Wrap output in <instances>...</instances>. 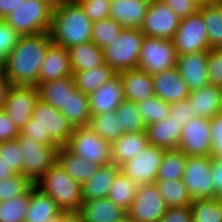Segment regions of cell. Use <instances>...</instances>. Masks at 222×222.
Listing matches in <instances>:
<instances>
[{"label": "cell", "mask_w": 222, "mask_h": 222, "mask_svg": "<svg viewBox=\"0 0 222 222\" xmlns=\"http://www.w3.org/2000/svg\"><path fill=\"white\" fill-rule=\"evenodd\" d=\"M168 206L155 183L138 185L135 200L126 211L136 222H159Z\"/></svg>", "instance_id": "7c38bea8"}, {"label": "cell", "mask_w": 222, "mask_h": 222, "mask_svg": "<svg viewBox=\"0 0 222 222\" xmlns=\"http://www.w3.org/2000/svg\"><path fill=\"white\" fill-rule=\"evenodd\" d=\"M88 127L110 143L124 133L123 128L120 127L119 118H117L115 111L91 115Z\"/></svg>", "instance_id": "8d00e7d4"}, {"label": "cell", "mask_w": 222, "mask_h": 222, "mask_svg": "<svg viewBox=\"0 0 222 222\" xmlns=\"http://www.w3.org/2000/svg\"><path fill=\"white\" fill-rule=\"evenodd\" d=\"M29 202L30 189L26 193L0 202V222H24Z\"/></svg>", "instance_id": "60d3db41"}, {"label": "cell", "mask_w": 222, "mask_h": 222, "mask_svg": "<svg viewBox=\"0 0 222 222\" xmlns=\"http://www.w3.org/2000/svg\"><path fill=\"white\" fill-rule=\"evenodd\" d=\"M150 0H111L109 18L123 28L140 29L148 11Z\"/></svg>", "instance_id": "44dd1931"}, {"label": "cell", "mask_w": 222, "mask_h": 222, "mask_svg": "<svg viewBox=\"0 0 222 222\" xmlns=\"http://www.w3.org/2000/svg\"><path fill=\"white\" fill-rule=\"evenodd\" d=\"M169 116H171L173 120L182 127L195 117L193 115L191 106L189 105L188 99L171 103L169 108Z\"/></svg>", "instance_id": "f907efd6"}, {"label": "cell", "mask_w": 222, "mask_h": 222, "mask_svg": "<svg viewBox=\"0 0 222 222\" xmlns=\"http://www.w3.org/2000/svg\"><path fill=\"white\" fill-rule=\"evenodd\" d=\"M119 118L120 127L124 133L144 132L146 126L143 122L142 115L138 110L137 103L124 100L115 110Z\"/></svg>", "instance_id": "ab89813d"}, {"label": "cell", "mask_w": 222, "mask_h": 222, "mask_svg": "<svg viewBox=\"0 0 222 222\" xmlns=\"http://www.w3.org/2000/svg\"><path fill=\"white\" fill-rule=\"evenodd\" d=\"M67 50L70 57L72 73L89 70L105 63L103 49L92 41L75 45Z\"/></svg>", "instance_id": "f546056e"}, {"label": "cell", "mask_w": 222, "mask_h": 222, "mask_svg": "<svg viewBox=\"0 0 222 222\" xmlns=\"http://www.w3.org/2000/svg\"><path fill=\"white\" fill-rule=\"evenodd\" d=\"M211 158H222V112L210 119Z\"/></svg>", "instance_id": "681fc988"}, {"label": "cell", "mask_w": 222, "mask_h": 222, "mask_svg": "<svg viewBox=\"0 0 222 222\" xmlns=\"http://www.w3.org/2000/svg\"><path fill=\"white\" fill-rule=\"evenodd\" d=\"M153 87L155 95L169 104L185 100L190 95L176 67L154 74Z\"/></svg>", "instance_id": "ffe728a7"}, {"label": "cell", "mask_w": 222, "mask_h": 222, "mask_svg": "<svg viewBox=\"0 0 222 222\" xmlns=\"http://www.w3.org/2000/svg\"><path fill=\"white\" fill-rule=\"evenodd\" d=\"M192 222H222L219 197L193 199L190 205Z\"/></svg>", "instance_id": "74e56055"}, {"label": "cell", "mask_w": 222, "mask_h": 222, "mask_svg": "<svg viewBox=\"0 0 222 222\" xmlns=\"http://www.w3.org/2000/svg\"><path fill=\"white\" fill-rule=\"evenodd\" d=\"M166 3L181 19L196 13L199 8L193 0H161Z\"/></svg>", "instance_id": "f5cc1de1"}, {"label": "cell", "mask_w": 222, "mask_h": 222, "mask_svg": "<svg viewBox=\"0 0 222 222\" xmlns=\"http://www.w3.org/2000/svg\"><path fill=\"white\" fill-rule=\"evenodd\" d=\"M207 72L210 84L222 87V49L208 51Z\"/></svg>", "instance_id": "c3c4849f"}, {"label": "cell", "mask_w": 222, "mask_h": 222, "mask_svg": "<svg viewBox=\"0 0 222 222\" xmlns=\"http://www.w3.org/2000/svg\"><path fill=\"white\" fill-rule=\"evenodd\" d=\"M182 126L167 116L161 121L146 126L148 142L163 150L178 149L182 134Z\"/></svg>", "instance_id": "cb8c5ba5"}, {"label": "cell", "mask_w": 222, "mask_h": 222, "mask_svg": "<svg viewBox=\"0 0 222 222\" xmlns=\"http://www.w3.org/2000/svg\"><path fill=\"white\" fill-rule=\"evenodd\" d=\"M60 112L73 128L88 126L91 117L88 95L78 89L69 93L68 100Z\"/></svg>", "instance_id": "d6a6232c"}, {"label": "cell", "mask_w": 222, "mask_h": 222, "mask_svg": "<svg viewBox=\"0 0 222 222\" xmlns=\"http://www.w3.org/2000/svg\"><path fill=\"white\" fill-rule=\"evenodd\" d=\"M20 134V130L15 126L13 120L0 109V142L15 140Z\"/></svg>", "instance_id": "816d5d0a"}, {"label": "cell", "mask_w": 222, "mask_h": 222, "mask_svg": "<svg viewBox=\"0 0 222 222\" xmlns=\"http://www.w3.org/2000/svg\"><path fill=\"white\" fill-rule=\"evenodd\" d=\"M74 128L58 110L39 99L31 118L20 129V135L44 145L66 146Z\"/></svg>", "instance_id": "3957f363"}, {"label": "cell", "mask_w": 222, "mask_h": 222, "mask_svg": "<svg viewBox=\"0 0 222 222\" xmlns=\"http://www.w3.org/2000/svg\"><path fill=\"white\" fill-rule=\"evenodd\" d=\"M137 107L142 115L145 126L161 121L169 116L170 104L153 95L141 102H137Z\"/></svg>", "instance_id": "b9f144b4"}, {"label": "cell", "mask_w": 222, "mask_h": 222, "mask_svg": "<svg viewBox=\"0 0 222 222\" xmlns=\"http://www.w3.org/2000/svg\"><path fill=\"white\" fill-rule=\"evenodd\" d=\"M62 213L57 203L37 188L35 184L30 188L29 208L24 222H46L60 216Z\"/></svg>", "instance_id": "83f0119b"}, {"label": "cell", "mask_w": 222, "mask_h": 222, "mask_svg": "<svg viewBox=\"0 0 222 222\" xmlns=\"http://www.w3.org/2000/svg\"><path fill=\"white\" fill-rule=\"evenodd\" d=\"M177 53L172 40L145 36L137 68L151 75L176 67Z\"/></svg>", "instance_id": "9c48e42d"}, {"label": "cell", "mask_w": 222, "mask_h": 222, "mask_svg": "<svg viewBox=\"0 0 222 222\" xmlns=\"http://www.w3.org/2000/svg\"><path fill=\"white\" fill-rule=\"evenodd\" d=\"M172 41L177 55L210 50L205 22L199 10L181 19Z\"/></svg>", "instance_id": "30bf717a"}, {"label": "cell", "mask_w": 222, "mask_h": 222, "mask_svg": "<svg viewBox=\"0 0 222 222\" xmlns=\"http://www.w3.org/2000/svg\"><path fill=\"white\" fill-rule=\"evenodd\" d=\"M58 164L78 183L83 185L100 167L89 162L70 151L66 146H60L57 150Z\"/></svg>", "instance_id": "f1b7e54d"}, {"label": "cell", "mask_w": 222, "mask_h": 222, "mask_svg": "<svg viewBox=\"0 0 222 222\" xmlns=\"http://www.w3.org/2000/svg\"><path fill=\"white\" fill-rule=\"evenodd\" d=\"M181 18L163 1H151L140 28L147 37L174 38Z\"/></svg>", "instance_id": "4fadbf2b"}, {"label": "cell", "mask_w": 222, "mask_h": 222, "mask_svg": "<svg viewBox=\"0 0 222 222\" xmlns=\"http://www.w3.org/2000/svg\"><path fill=\"white\" fill-rule=\"evenodd\" d=\"M220 0H193V2L198 6V8H201L203 6L213 5Z\"/></svg>", "instance_id": "94428289"}, {"label": "cell", "mask_w": 222, "mask_h": 222, "mask_svg": "<svg viewBox=\"0 0 222 222\" xmlns=\"http://www.w3.org/2000/svg\"><path fill=\"white\" fill-rule=\"evenodd\" d=\"M56 1H77V0H56Z\"/></svg>", "instance_id": "e7e4bbea"}, {"label": "cell", "mask_w": 222, "mask_h": 222, "mask_svg": "<svg viewBox=\"0 0 222 222\" xmlns=\"http://www.w3.org/2000/svg\"><path fill=\"white\" fill-rule=\"evenodd\" d=\"M17 173L9 167L0 156V180H4L5 178L12 177Z\"/></svg>", "instance_id": "680465c9"}, {"label": "cell", "mask_w": 222, "mask_h": 222, "mask_svg": "<svg viewBox=\"0 0 222 222\" xmlns=\"http://www.w3.org/2000/svg\"><path fill=\"white\" fill-rule=\"evenodd\" d=\"M122 30L123 27L112 18L93 22L91 41L104 49L107 45L112 44Z\"/></svg>", "instance_id": "7bdbcfd3"}, {"label": "cell", "mask_w": 222, "mask_h": 222, "mask_svg": "<svg viewBox=\"0 0 222 222\" xmlns=\"http://www.w3.org/2000/svg\"><path fill=\"white\" fill-rule=\"evenodd\" d=\"M116 222H136V221L132 220L128 215H125L121 220Z\"/></svg>", "instance_id": "6125c7cd"}, {"label": "cell", "mask_w": 222, "mask_h": 222, "mask_svg": "<svg viewBox=\"0 0 222 222\" xmlns=\"http://www.w3.org/2000/svg\"><path fill=\"white\" fill-rule=\"evenodd\" d=\"M56 0H25L4 21L20 35L50 32Z\"/></svg>", "instance_id": "5b68a950"}, {"label": "cell", "mask_w": 222, "mask_h": 222, "mask_svg": "<svg viewBox=\"0 0 222 222\" xmlns=\"http://www.w3.org/2000/svg\"><path fill=\"white\" fill-rule=\"evenodd\" d=\"M92 22L109 18L111 0H77Z\"/></svg>", "instance_id": "bcb514c9"}, {"label": "cell", "mask_w": 222, "mask_h": 222, "mask_svg": "<svg viewBox=\"0 0 222 222\" xmlns=\"http://www.w3.org/2000/svg\"><path fill=\"white\" fill-rule=\"evenodd\" d=\"M163 155V149L148 144L133 159L122 164L120 171L137 185L155 183Z\"/></svg>", "instance_id": "5bb4252c"}, {"label": "cell", "mask_w": 222, "mask_h": 222, "mask_svg": "<svg viewBox=\"0 0 222 222\" xmlns=\"http://www.w3.org/2000/svg\"><path fill=\"white\" fill-rule=\"evenodd\" d=\"M144 37L138 28H123L112 44L103 49L105 64L117 73L136 69Z\"/></svg>", "instance_id": "8992f818"}, {"label": "cell", "mask_w": 222, "mask_h": 222, "mask_svg": "<svg viewBox=\"0 0 222 222\" xmlns=\"http://www.w3.org/2000/svg\"><path fill=\"white\" fill-rule=\"evenodd\" d=\"M77 214L82 222H116L127 215L123 208L108 197L82 202Z\"/></svg>", "instance_id": "d4e9b609"}, {"label": "cell", "mask_w": 222, "mask_h": 222, "mask_svg": "<svg viewBox=\"0 0 222 222\" xmlns=\"http://www.w3.org/2000/svg\"><path fill=\"white\" fill-rule=\"evenodd\" d=\"M0 156L17 174H23V156L16 140L0 142Z\"/></svg>", "instance_id": "f6af8a7d"}, {"label": "cell", "mask_w": 222, "mask_h": 222, "mask_svg": "<svg viewBox=\"0 0 222 222\" xmlns=\"http://www.w3.org/2000/svg\"><path fill=\"white\" fill-rule=\"evenodd\" d=\"M186 155L180 149L164 150L156 181L182 180Z\"/></svg>", "instance_id": "d590c367"}, {"label": "cell", "mask_w": 222, "mask_h": 222, "mask_svg": "<svg viewBox=\"0 0 222 222\" xmlns=\"http://www.w3.org/2000/svg\"><path fill=\"white\" fill-rule=\"evenodd\" d=\"M61 222H82L81 217L77 213H62Z\"/></svg>", "instance_id": "91938a15"}, {"label": "cell", "mask_w": 222, "mask_h": 222, "mask_svg": "<svg viewBox=\"0 0 222 222\" xmlns=\"http://www.w3.org/2000/svg\"><path fill=\"white\" fill-rule=\"evenodd\" d=\"M39 99L37 86L11 85L3 110L20 130L31 118Z\"/></svg>", "instance_id": "9a60e30c"}, {"label": "cell", "mask_w": 222, "mask_h": 222, "mask_svg": "<svg viewBox=\"0 0 222 222\" xmlns=\"http://www.w3.org/2000/svg\"><path fill=\"white\" fill-rule=\"evenodd\" d=\"M35 186L49 195L64 213H77L82 204V185L58 162L46 171Z\"/></svg>", "instance_id": "277c9868"}, {"label": "cell", "mask_w": 222, "mask_h": 222, "mask_svg": "<svg viewBox=\"0 0 222 222\" xmlns=\"http://www.w3.org/2000/svg\"><path fill=\"white\" fill-rule=\"evenodd\" d=\"M50 32L20 35L15 47L1 62V71L11 85L38 86V74L48 46Z\"/></svg>", "instance_id": "6da1fadb"}, {"label": "cell", "mask_w": 222, "mask_h": 222, "mask_svg": "<svg viewBox=\"0 0 222 222\" xmlns=\"http://www.w3.org/2000/svg\"><path fill=\"white\" fill-rule=\"evenodd\" d=\"M211 174L215 197L222 195V158H211Z\"/></svg>", "instance_id": "11a10c76"}, {"label": "cell", "mask_w": 222, "mask_h": 222, "mask_svg": "<svg viewBox=\"0 0 222 222\" xmlns=\"http://www.w3.org/2000/svg\"><path fill=\"white\" fill-rule=\"evenodd\" d=\"M92 24L77 1H56L50 29L52 43L66 49L88 43Z\"/></svg>", "instance_id": "7a4b0ae2"}, {"label": "cell", "mask_w": 222, "mask_h": 222, "mask_svg": "<svg viewBox=\"0 0 222 222\" xmlns=\"http://www.w3.org/2000/svg\"><path fill=\"white\" fill-rule=\"evenodd\" d=\"M138 185L119 171L110 187L108 199L127 211L135 200Z\"/></svg>", "instance_id": "e575fe53"}, {"label": "cell", "mask_w": 222, "mask_h": 222, "mask_svg": "<svg viewBox=\"0 0 222 222\" xmlns=\"http://www.w3.org/2000/svg\"><path fill=\"white\" fill-rule=\"evenodd\" d=\"M37 88L40 100L59 111L65 106L69 93H73L77 89L72 75L64 79L39 84Z\"/></svg>", "instance_id": "4dcf8cb0"}, {"label": "cell", "mask_w": 222, "mask_h": 222, "mask_svg": "<svg viewBox=\"0 0 222 222\" xmlns=\"http://www.w3.org/2000/svg\"><path fill=\"white\" fill-rule=\"evenodd\" d=\"M182 180L192 200L215 198L210 155L186 156Z\"/></svg>", "instance_id": "8fae6325"}, {"label": "cell", "mask_w": 222, "mask_h": 222, "mask_svg": "<svg viewBox=\"0 0 222 222\" xmlns=\"http://www.w3.org/2000/svg\"><path fill=\"white\" fill-rule=\"evenodd\" d=\"M124 100L123 84L118 74L88 95L91 115L113 112Z\"/></svg>", "instance_id": "d6986e66"}, {"label": "cell", "mask_w": 222, "mask_h": 222, "mask_svg": "<svg viewBox=\"0 0 222 222\" xmlns=\"http://www.w3.org/2000/svg\"><path fill=\"white\" fill-rule=\"evenodd\" d=\"M149 144L146 132L123 133L111 142V163L121 166Z\"/></svg>", "instance_id": "484cf974"}, {"label": "cell", "mask_w": 222, "mask_h": 222, "mask_svg": "<svg viewBox=\"0 0 222 222\" xmlns=\"http://www.w3.org/2000/svg\"><path fill=\"white\" fill-rule=\"evenodd\" d=\"M119 171L120 167L113 163L100 166L96 173L82 185V202L107 197Z\"/></svg>", "instance_id": "4316f807"}, {"label": "cell", "mask_w": 222, "mask_h": 222, "mask_svg": "<svg viewBox=\"0 0 222 222\" xmlns=\"http://www.w3.org/2000/svg\"><path fill=\"white\" fill-rule=\"evenodd\" d=\"M46 222H61V215L55 218H52L50 220H47Z\"/></svg>", "instance_id": "be15d7a7"}, {"label": "cell", "mask_w": 222, "mask_h": 222, "mask_svg": "<svg viewBox=\"0 0 222 222\" xmlns=\"http://www.w3.org/2000/svg\"><path fill=\"white\" fill-rule=\"evenodd\" d=\"M33 185L24 174H16L0 180V202L26 193Z\"/></svg>", "instance_id": "ee69618b"}, {"label": "cell", "mask_w": 222, "mask_h": 222, "mask_svg": "<svg viewBox=\"0 0 222 222\" xmlns=\"http://www.w3.org/2000/svg\"><path fill=\"white\" fill-rule=\"evenodd\" d=\"M156 186L168 207H187L192 203L183 180L156 181Z\"/></svg>", "instance_id": "f35d334b"}, {"label": "cell", "mask_w": 222, "mask_h": 222, "mask_svg": "<svg viewBox=\"0 0 222 222\" xmlns=\"http://www.w3.org/2000/svg\"><path fill=\"white\" fill-rule=\"evenodd\" d=\"M23 156V174L35 184L57 162L58 145H44L32 138L15 139Z\"/></svg>", "instance_id": "52a82bcc"}, {"label": "cell", "mask_w": 222, "mask_h": 222, "mask_svg": "<svg viewBox=\"0 0 222 222\" xmlns=\"http://www.w3.org/2000/svg\"><path fill=\"white\" fill-rule=\"evenodd\" d=\"M159 222H192L190 206L168 207Z\"/></svg>", "instance_id": "db71d44e"}, {"label": "cell", "mask_w": 222, "mask_h": 222, "mask_svg": "<svg viewBox=\"0 0 222 222\" xmlns=\"http://www.w3.org/2000/svg\"><path fill=\"white\" fill-rule=\"evenodd\" d=\"M117 75L108 64H103L89 70L72 73L76 88L83 93L90 95L105 82Z\"/></svg>", "instance_id": "1f68e13d"}, {"label": "cell", "mask_w": 222, "mask_h": 222, "mask_svg": "<svg viewBox=\"0 0 222 222\" xmlns=\"http://www.w3.org/2000/svg\"><path fill=\"white\" fill-rule=\"evenodd\" d=\"M11 84L6 76L0 71V109H3L4 102Z\"/></svg>", "instance_id": "6f0895ef"}, {"label": "cell", "mask_w": 222, "mask_h": 222, "mask_svg": "<svg viewBox=\"0 0 222 222\" xmlns=\"http://www.w3.org/2000/svg\"><path fill=\"white\" fill-rule=\"evenodd\" d=\"M207 60L208 51L177 55L176 68L190 92L210 84Z\"/></svg>", "instance_id": "e0dca14e"}, {"label": "cell", "mask_w": 222, "mask_h": 222, "mask_svg": "<svg viewBox=\"0 0 222 222\" xmlns=\"http://www.w3.org/2000/svg\"><path fill=\"white\" fill-rule=\"evenodd\" d=\"M123 84L125 100L141 102L155 95L153 75L141 69H129L117 73Z\"/></svg>", "instance_id": "603a6c76"}, {"label": "cell", "mask_w": 222, "mask_h": 222, "mask_svg": "<svg viewBox=\"0 0 222 222\" xmlns=\"http://www.w3.org/2000/svg\"><path fill=\"white\" fill-rule=\"evenodd\" d=\"M20 34L4 20H0V62H2L15 47Z\"/></svg>", "instance_id": "7dc6e473"}, {"label": "cell", "mask_w": 222, "mask_h": 222, "mask_svg": "<svg viewBox=\"0 0 222 222\" xmlns=\"http://www.w3.org/2000/svg\"><path fill=\"white\" fill-rule=\"evenodd\" d=\"M25 0H0V20H4L12 11Z\"/></svg>", "instance_id": "9f6ffc18"}, {"label": "cell", "mask_w": 222, "mask_h": 222, "mask_svg": "<svg viewBox=\"0 0 222 222\" xmlns=\"http://www.w3.org/2000/svg\"><path fill=\"white\" fill-rule=\"evenodd\" d=\"M66 147L74 154L98 166L111 163V143L88 126L74 128Z\"/></svg>", "instance_id": "ba28073f"}, {"label": "cell", "mask_w": 222, "mask_h": 222, "mask_svg": "<svg viewBox=\"0 0 222 222\" xmlns=\"http://www.w3.org/2000/svg\"><path fill=\"white\" fill-rule=\"evenodd\" d=\"M202 13L210 49H222V0L199 8Z\"/></svg>", "instance_id": "836d02e7"}, {"label": "cell", "mask_w": 222, "mask_h": 222, "mask_svg": "<svg viewBox=\"0 0 222 222\" xmlns=\"http://www.w3.org/2000/svg\"><path fill=\"white\" fill-rule=\"evenodd\" d=\"M72 75L70 57L65 47L51 43L42 61L38 74V85L64 79Z\"/></svg>", "instance_id": "ac0fdd59"}, {"label": "cell", "mask_w": 222, "mask_h": 222, "mask_svg": "<svg viewBox=\"0 0 222 222\" xmlns=\"http://www.w3.org/2000/svg\"><path fill=\"white\" fill-rule=\"evenodd\" d=\"M186 156H208L211 151L210 119L194 117L182 128L179 148Z\"/></svg>", "instance_id": "2e32d148"}, {"label": "cell", "mask_w": 222, "mask_h": 222, "mask_svg": "<svg viewBox=\"0 0 222 222\" xmlns=\"http://www.w3.org/2000/svg\"><path fill=\"white\" fill-rule=\"evenodd\" d=\"M188 102L195 117L211 119L222 112V91L216 85H206L190 92Z\"/></svg>", "instance_id": "7402d4cb"}]
</instances>
